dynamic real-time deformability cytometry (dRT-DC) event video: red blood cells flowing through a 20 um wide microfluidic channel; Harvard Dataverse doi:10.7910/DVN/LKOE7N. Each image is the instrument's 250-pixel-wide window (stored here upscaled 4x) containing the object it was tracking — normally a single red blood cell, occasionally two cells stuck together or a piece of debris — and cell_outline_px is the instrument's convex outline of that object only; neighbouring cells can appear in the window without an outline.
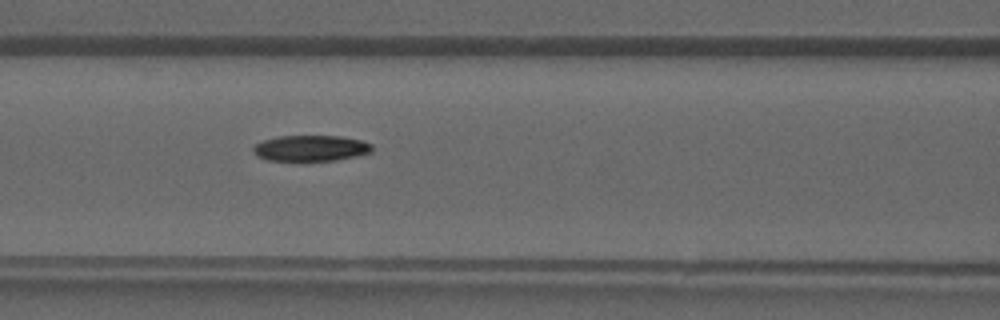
{"species": "common noctule bat (a hibernating species)", "species_latin": "Nyctalus noctula", "temperature_condition": "warm", "stored_images_in_passage": 28, "camera_frame_rate_fps": 3000, "um_per_image_px": 0.085, "animal": {"sex": "male", "forearm_length_mm": 52.5}, "frame": {"image": 1, "passage_image": 9, "time_ms": 2.667, "image_size_px": [1000, 320], "cell_outline_px": [[372, 152], [356, 156], [336, 160], [268, 160], [256, 156], [252, 152], [252, 148], [256, 144], [264, 140], [276, 136], [340, 136], [360, 140], [372, 144]], "centroid_in_image_um": [26.4, 12.59], "position_along_channel_um": 140.2, "area_um2": 17.86}}
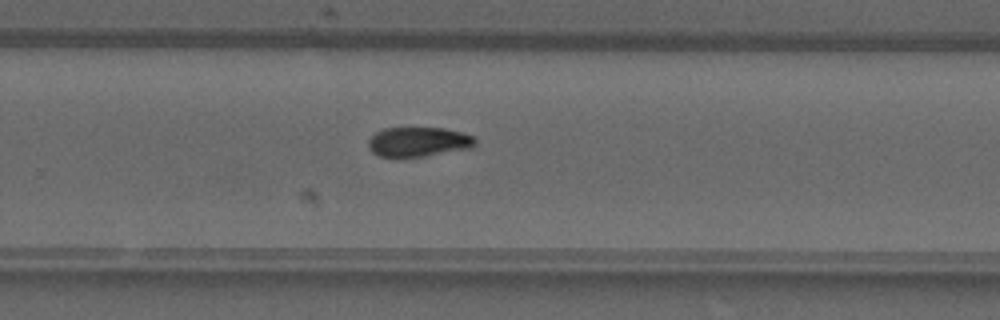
{"frame": {"image": 2, "passage_image": 18, "time_ms": 5.667, "image_size_px": [1000, 320], "cell_outline_px": [[476, 144], [472, 148], [400, 160], [380, 156], [372, 152], [368, 148], [368, 140], [376, 132], [384, 128], [444, 128], [464, 132], [472, 136], [476, 140]], "centroid_in_image_um": [35.54, 12.09], "position_along_channel_um": 294.3, "area_um2": 19.02}}
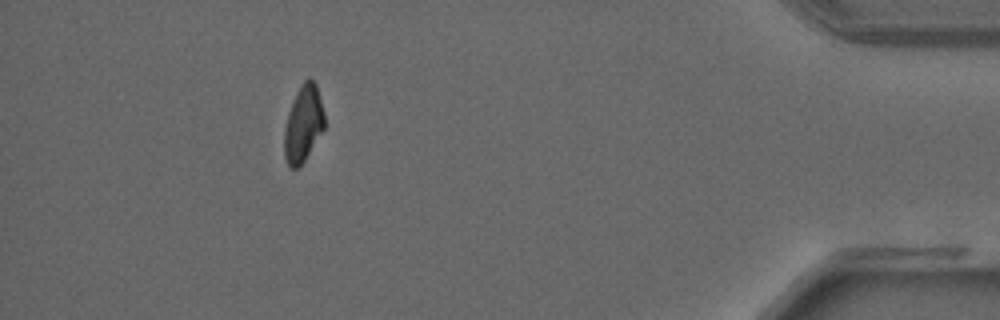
{"frame": {"image": 3, "passage_image": 28, "time_ms": 9.0, "image_size_px": [1000, 320], "cell_outline_px": [[324, 128], [300, 168], [292, 168], [288, 164], [284, 156], [284, 128], [288, 112], [292, 100], [300, 84], [304, 80], [312, 80], [316, 84], [324, 112]], "centroid_in_image_um": [25.76, 10.53], "position_along_channel_um": 409.4, "area_um2": 17.92}}